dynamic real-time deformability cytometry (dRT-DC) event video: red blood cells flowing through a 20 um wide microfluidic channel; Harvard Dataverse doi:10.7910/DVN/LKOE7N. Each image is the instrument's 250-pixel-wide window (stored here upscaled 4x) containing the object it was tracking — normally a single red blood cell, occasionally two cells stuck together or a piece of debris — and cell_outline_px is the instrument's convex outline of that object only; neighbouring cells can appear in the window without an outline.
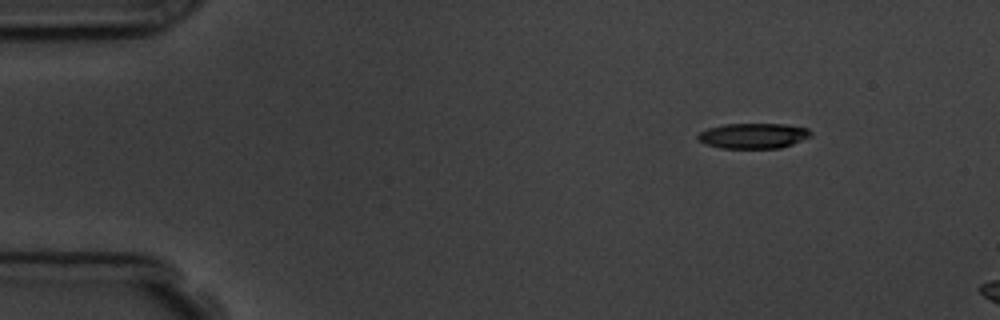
{"species": "common noctule bat (a hibernating species)", "species_latin": "Nyctalus noctula", "temperature_condition": "room temperature", "stored_images_in_passage": 7, "camera_frame_rate_fps": 3000, "um_per_image_px": 0.085, "animal": {"sex": "male", "body_mass_g": 19.5, "forearm_length_mm": 54.6}, "frame": {"image": 1, "passage_image": 1, "time_ms": 0.0, "image_size_px": [1000, 320], "cell_outline_px": [[812, 136], [792, 144], [780, 148], [720, 148], [704, 144], [696, 140], [696, 136], [700, 132], [708, 128], [724, 124], [784, 124], [808, 128], [812, 132]], "centroid_in_image_um": [64.01, 11.54], "position_along_channel_um": 21.0, "area_um2": 16.82}}